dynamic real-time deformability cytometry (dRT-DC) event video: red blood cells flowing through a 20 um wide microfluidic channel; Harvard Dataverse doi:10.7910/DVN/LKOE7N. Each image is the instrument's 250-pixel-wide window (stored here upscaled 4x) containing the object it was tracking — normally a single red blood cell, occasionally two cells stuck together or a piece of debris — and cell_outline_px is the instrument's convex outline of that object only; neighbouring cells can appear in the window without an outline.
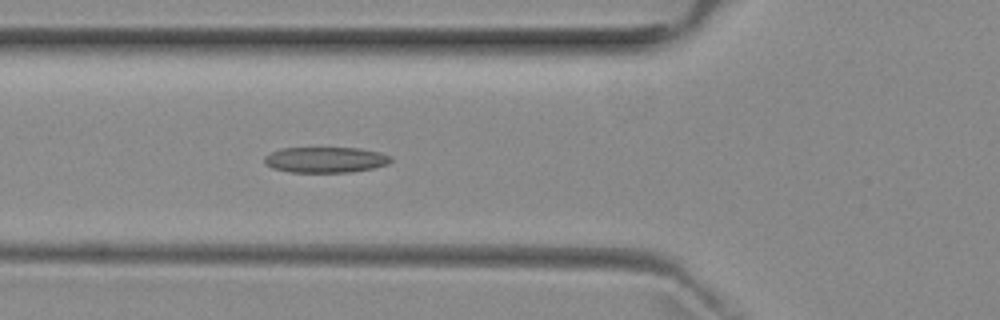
{"species": "common noctule bat (a hibernating species)", "species_latin": "Nyctalus noctula", "temperature_condition": "room temperature", "stored_images_in_passage": 4, "camera_frame_rate_fps": 3000, "um_per_image_px": 0.085, "animal": {"sex": "female", "body_mass_g": 29.2, "forearm_length_mm": 56.3}, "frame": {"image": 1, "passage_image": 4, "time_ms": 4.333, "image_size_px": [1000, 320], "cell_outline_px": [[392, 160], [388, 164], [372, 168], [352, 172], [288, 172], [272, 168], [264, 164], [264, 156], [268, 152], [284, 148], [360, 148], [380, 152], [392, 156]], "centroid_in_image_um": [27.64, 13.58], "position_along_channel_um": 98.2, "area_um2": 19.13}}